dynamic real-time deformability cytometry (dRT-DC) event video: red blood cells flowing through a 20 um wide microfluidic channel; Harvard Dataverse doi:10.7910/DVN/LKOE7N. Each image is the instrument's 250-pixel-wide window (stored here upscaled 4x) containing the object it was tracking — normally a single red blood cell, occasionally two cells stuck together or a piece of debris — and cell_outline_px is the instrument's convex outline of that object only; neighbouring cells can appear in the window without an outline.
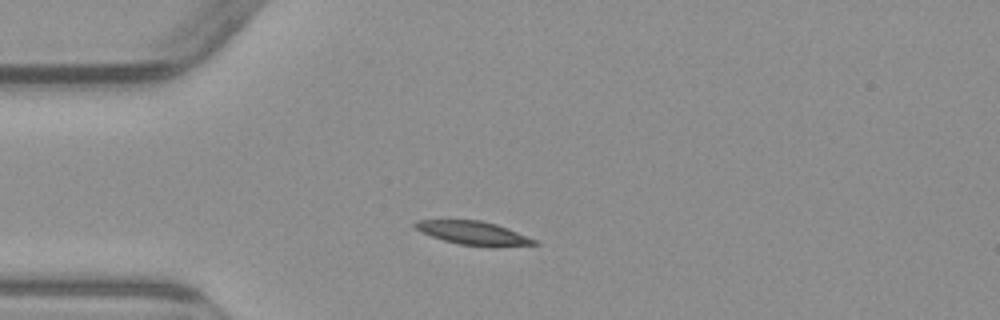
{"species": "common noctule bat (a hibernating species)", "species_latin": "Nyctalus noctula", "temperature_condition": "warm", "stored_images_in_passage": 4, "camera_frame_rate_fps": 3000, "um_per_image_px": 0.085, "animal": {"sex": "male", "body_mass_g": 23.1, "forearm_length_mm": 52.7}, "frame": {"image": 1, "passage_image": 2, "time_ms": 1.333, "image_size_px": [1000, 320], "cell_outline_px": [[540, 244], [496, 248], [492, 248], [460, 244], [444, 240], [420, 232], [412, 224], [416, 220], [480, 220], [496, 224], [508, 228], [536, 240]], "centroid_in_image_um": [40.27, 19.83], "position_along_channel_um": 44.7, "area_um2": 16.59}}
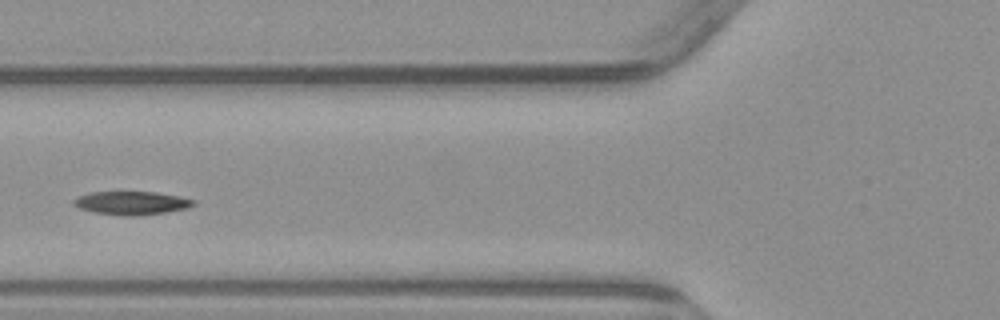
{"frame": {"image": 2, "passage_image": 4, "time_ms": 3.667, "image_size_px": [1000, 320], "cell_outline_px": [[196, 204], [188, 208], [140, 216], [124, 216], [92, 212], [80, 208], [72, 204], [72, 200], [80, 196], [92, 192], [156, 192], [180, 196], [196, 200]], "centroid_in_image_um": [11.21, 17.26], "position_along_channel_um": 114.6, "area_um2": 16.42}}